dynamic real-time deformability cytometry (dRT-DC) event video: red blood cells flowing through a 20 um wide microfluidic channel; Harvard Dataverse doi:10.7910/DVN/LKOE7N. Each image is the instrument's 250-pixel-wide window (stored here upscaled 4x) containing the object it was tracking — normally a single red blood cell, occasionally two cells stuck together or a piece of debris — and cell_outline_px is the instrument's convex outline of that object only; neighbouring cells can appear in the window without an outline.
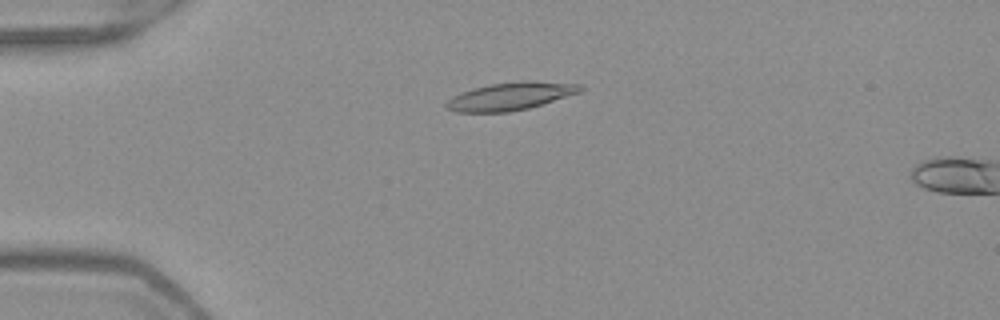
{"species": "Egyptian fruit bat (a non-hibernating species)", "species_latin": "Rousettus aegyptiacus", "temperature_condition": "warm", "stored_images_in_passage": 15, "camera_frame_rate_fps": 3000, "um_per_image_px": 0.085, "frame": {"image": 1, "passage_image": 13, "time_ms": 4.0, "image_size_px": [1000, 320], "cell_outline_px": [[584, 88], [580, 92], [528, 108], [508, 112], [456, 112], [448, 108], [444, 104], [452, 96], [460, 92], [472, 88], [488, 84], [520, 80], [532, 80], [580, 84]], "centroid_in_image_um": [43.37, 8.16], "position_along_channel_um": 41.6, "area_um2": 21.79}}